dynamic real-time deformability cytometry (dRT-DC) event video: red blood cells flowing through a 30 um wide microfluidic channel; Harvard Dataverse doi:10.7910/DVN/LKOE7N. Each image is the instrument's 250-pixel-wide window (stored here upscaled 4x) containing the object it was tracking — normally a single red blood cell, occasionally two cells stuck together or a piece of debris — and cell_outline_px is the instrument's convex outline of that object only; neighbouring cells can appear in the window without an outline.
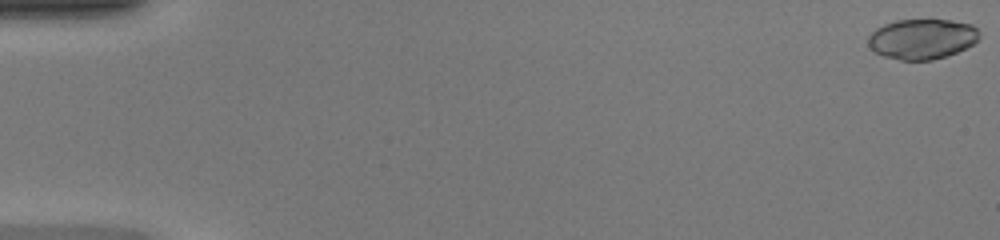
{"species": "common noctule bat (a hibernating species)", "species_latin": "Nyctalus noctula", "temperature_condition": "warm", "stored_images_in_passage": 49, "camera_frame_rate_fps": 3000, "um_per_image_px": 0.085, "animal": {"sex": "female", "body_mass_g": 20.0, "forearm_length_mm": 54.0}, "frame": {"image": 1, "passage_image": 1, "time_ms": 0.0, "image_size_px": [1000, 240], "cell_outline_px": [[980, 40], [948, 56], [932, 60], [900, 60], [884, 56], [872, 52], [868, 44], [868, 36], [876, 28], [884, 24], [896, 20], [952, 20], [972, 24], [980, 32]], "centroid_in_image_um": [78.37, 3.31], "position_along_channel_um": 6.6, "area_um2": 26.3}}
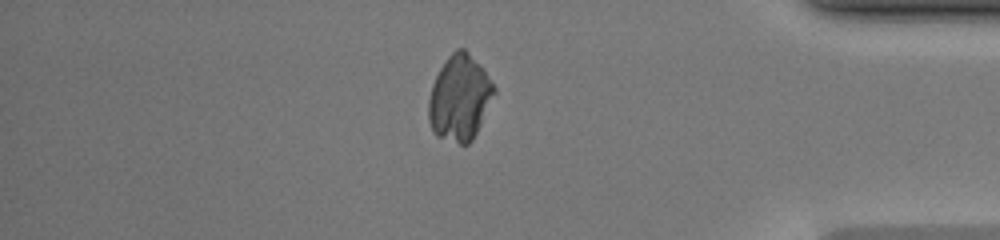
{"frame": {"image": 2, "passage_image": 42, "time_ms": 13.667, "image_size_px": [1000, 240], "cell_outline_px": [[496, 92], [472, 140], [468, 144], [460, 144], [436, 136], [432, 132], [428, 120], [428, 100], [432, 84], [440, 68], [448, 56], [456, 48], [464, 48], [468, 52], [484, 72], [496, 88]], "centroid_in_image_um": [39.03, 8.34], "position_along_channel_um": 396.2, "area_um2": 32.37}}
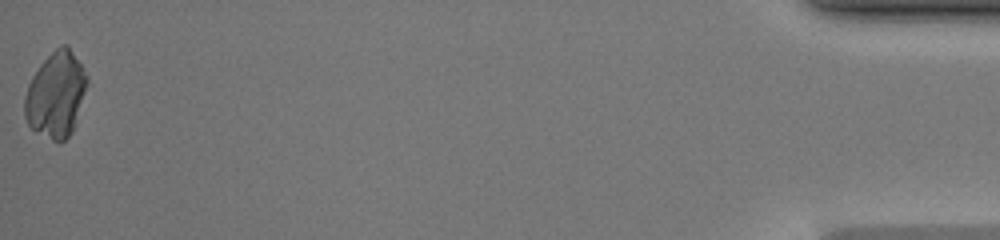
{"frame": {"image": 3, "passage_image": 49, "time_ms": 16.0, "image_size_px": [1000, 240], "cell_outline_px": [[88, 80], [76, 124], [72, 132], [60, 144], [52, 140], [32, 128], [28, 124], [24, 116], [24, 96], [28, 84], [32, 76], [40, 64], [60, 44], [68, 44], [88, 76]], "centroid_in_image_um": [4.75, 8.04], "position_along_channel_um": 430.4, "area_um2": 31.21}}